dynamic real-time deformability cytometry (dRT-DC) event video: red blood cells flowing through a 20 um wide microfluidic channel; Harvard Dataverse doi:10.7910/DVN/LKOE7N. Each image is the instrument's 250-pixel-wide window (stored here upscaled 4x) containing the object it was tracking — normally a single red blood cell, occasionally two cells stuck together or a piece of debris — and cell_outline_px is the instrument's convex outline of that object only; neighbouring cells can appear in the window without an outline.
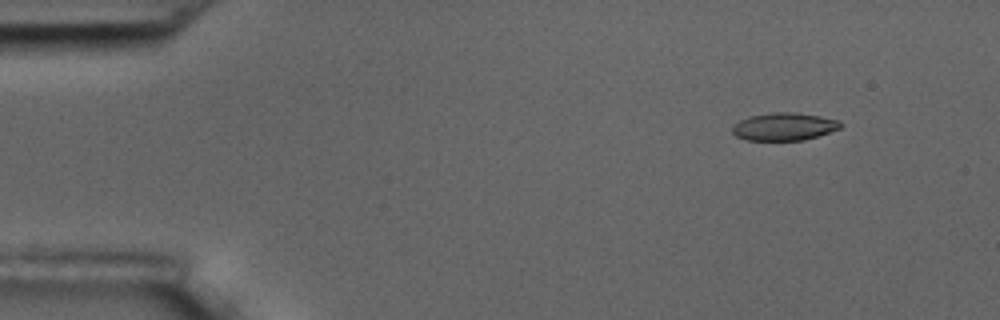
{"species": "common noctule bat (a hibernating species)", "species_latin": "Nyctalus noctula", "temperature_condition": "room temperature", "stored_images_in_passage": 6, "camera_frame_rate_fps": 3000, "um_per_image_px": 0.085, "animal": {"sex": "male", "body_mass_g": 17.5, "forearm_length_mm": 52.3}, "frame": {"image": 1, "passage_image": 2, "time_ms": 1.0, "image_size_px": [1000, 320], "cell_outline_px": [[844, 124], [840, 128], [804, 140], [748, 140], [736, 136], [732, 132], [732, 124], [748, 116], [772, 112], [796, 112], [820, 116], [840, 120]], "centroid_in_image_um": [66.64, 10.75], "position_along_channel_um": 18.4, "area_um2": 17.57}}